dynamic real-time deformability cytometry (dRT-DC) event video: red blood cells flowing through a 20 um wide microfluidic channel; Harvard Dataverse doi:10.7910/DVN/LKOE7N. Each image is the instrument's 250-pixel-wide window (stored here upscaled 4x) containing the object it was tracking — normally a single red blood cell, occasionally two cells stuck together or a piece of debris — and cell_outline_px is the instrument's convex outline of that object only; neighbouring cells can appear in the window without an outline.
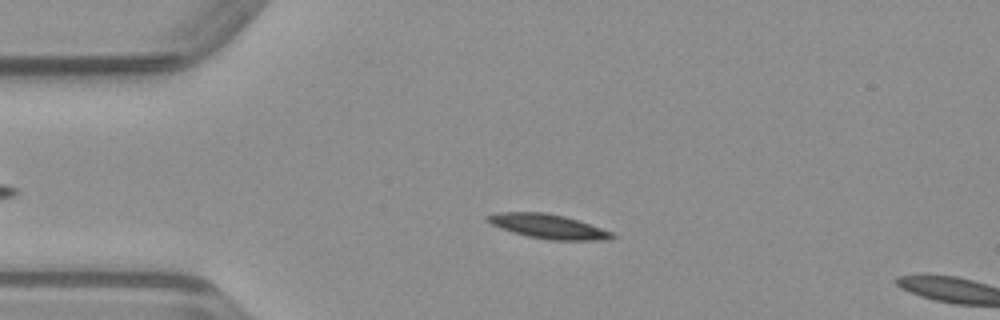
{"species": "common noctule bat (a hibernating species)", "species_latin": "Nyctalus noctula", "temperature_condition": "warm", "stored_images_in_passage": 8, "camera_frame_rate_fps": 3000, "um_per_image_px": 0.085, "animal": {"sex": "male", "body_mass_g": 23.1, "forearm_length_mm": 52.7}, "frame": {"image": 1, "passage_image": 6, "time_ms": 1.667, "image_size_px": [1000, 320], "cell_outline_px": [[616, 236], [596, 240], [548, 240], [528, 236], [512, 232], [500, 228], [492, 224], [484, 216], [500, 212], [544, 212], [564, 216], [612, 232]], "centroid_in_image_um": [46.52, 19.24], "position_along_channel_um": 38.5, "area_um2": 17.28}}